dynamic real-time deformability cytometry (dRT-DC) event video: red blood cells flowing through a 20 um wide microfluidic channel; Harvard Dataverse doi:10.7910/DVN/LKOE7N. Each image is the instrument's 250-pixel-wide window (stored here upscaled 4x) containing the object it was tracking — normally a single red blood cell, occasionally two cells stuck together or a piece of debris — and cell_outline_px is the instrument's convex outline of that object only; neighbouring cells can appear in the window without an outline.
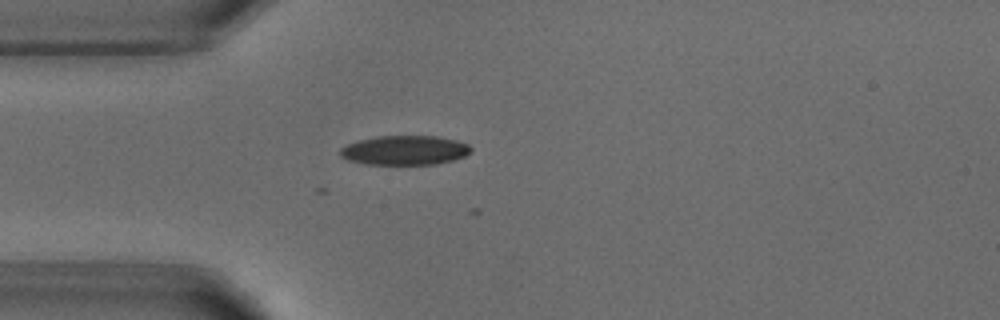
{"species": "common noctule bat (a hibernating species)", "species_latin": "Nyctalus noctula", "temperature_condition": "warm", "stored_images_in_passage": 1, "camera_frame_rate_fps": 3000, "um_per_image_px": 0.085, "animal": {"sex": "male", "body_mass_g": 18.8}, "frame": {"image": 1, "passage_image": 1, "time_ms": 0.0, "image_size_px": [1000, 320], "cell_outline_px": [[472, 152], [464, 156], [452, 160], [436, 164], [364, 164], [348, 160], [340, 156], [340, 148], [348, 144], [360, 140], [376, 136], [440, 136], [456, 140], [468, 144], [472, 148]], "centroid_in_image_um": [34.42, 12.77], "position_along_channel_um": 50.6, "area_um2": 22.43}}